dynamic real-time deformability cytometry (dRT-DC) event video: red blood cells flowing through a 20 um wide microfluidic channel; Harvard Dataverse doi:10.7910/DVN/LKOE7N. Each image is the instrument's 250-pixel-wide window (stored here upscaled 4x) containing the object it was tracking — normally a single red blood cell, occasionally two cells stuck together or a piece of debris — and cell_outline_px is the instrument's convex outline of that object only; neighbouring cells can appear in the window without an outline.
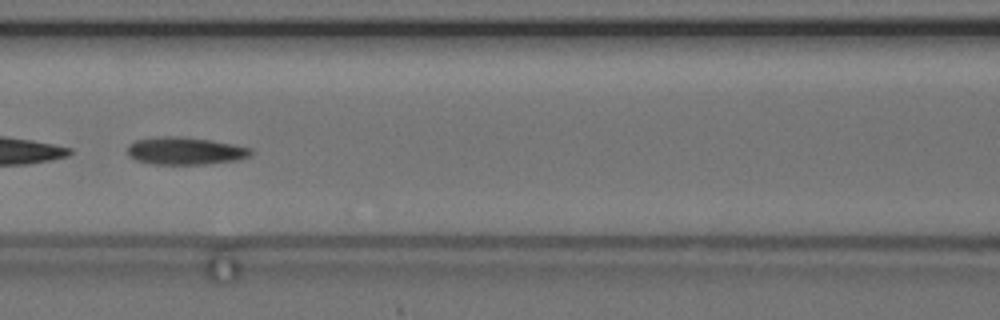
{"species": "common noctule bat (a hibernating species)", "species_latin": "Nyctalus noctula", "temperature_condition": "cold", "stored_images_in_passage": 3, "camera_frame_rate_fps": 3000, "um_per_image_px": 0.085, "animal": {"sex": "female", "body_mass_g": 24.6, "forearm_length_mm": 56.2}, "frame": {"image": 1, "passage_image": 3, "time_ms": 2.333, "image_size_px": [1000, 320], "cell_outline_px": [[252, 152], [248, 156], [240, 160], [204, 164], [152, 164], [136, 160], [128, 156], [128, 144], [136, 140], [160, 136], [180, 136], [208, 140], [232, 144], [252, 148]], "centroid_in_image_um": [15.72, 12.83], "position_along_channel_um": 150.9, "area_um2": 19.77}}